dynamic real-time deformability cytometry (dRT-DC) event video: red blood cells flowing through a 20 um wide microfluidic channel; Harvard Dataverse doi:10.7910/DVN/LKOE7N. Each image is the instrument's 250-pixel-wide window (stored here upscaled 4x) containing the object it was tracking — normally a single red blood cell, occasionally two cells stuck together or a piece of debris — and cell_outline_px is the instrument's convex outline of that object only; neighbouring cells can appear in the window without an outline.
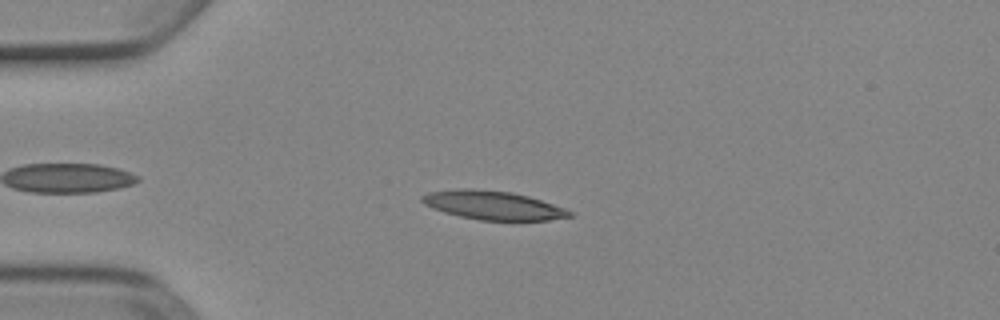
{"species": "Egyptian fruit bat (a non-hibernating species)", "species_latin": "Rousettus aegyptiacus", "temperature_condition": "cold", "stored_images_in_passage": 4, "camera_frame_rate_fps": 3000, "um_per_image_px": 0.085, "animal": {"sex": "female"}, "frame": {"image": 1, "passage_image": 4, "time_ms": 1.0, "image_size_px": [1000, 320], "cell_outline_px": [[572, 216], [548, 220], [480, 220], [460, 216], [444, 212], [432, 208], [424, 204], [420, 200], [420, 196], [428, 192], [456, 188], [468, 188], [512, 192], [528, 196], [564, 208], [572, 212]], "centroid_in_image_um": [41.84, 17.44], "position_along_channel_um": 43.2, "area_um2": 24.62}}